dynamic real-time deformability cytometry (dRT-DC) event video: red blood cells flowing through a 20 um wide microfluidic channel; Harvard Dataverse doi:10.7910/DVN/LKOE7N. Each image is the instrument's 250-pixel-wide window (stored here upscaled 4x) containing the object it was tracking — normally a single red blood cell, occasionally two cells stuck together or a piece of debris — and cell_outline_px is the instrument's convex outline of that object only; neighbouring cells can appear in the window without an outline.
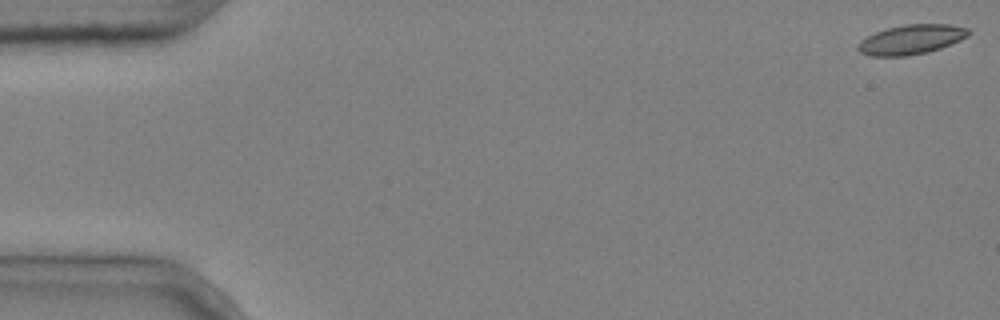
{"species": "common noctule bat (a hibernating species)", "species_latin": "Nyctalus noctula", "temperature_condition": "cold", "stored_images_in_passage": 7, "camera_frame_rate_fps": 3000, "um_per_image_px": 0.085, "animal": {"sex": "male", "body_mass_g": 20.4}, "frame": {"image": 1, "passage_image": 1, "time_ms": 0.0, "image_size_px": [1000, 320], "cell_outline_px": [[972, 32], [968, 36], [960, 40], [940, 48], [928, 52], [904, 56], [872, 56], [860, 52], [856, 48], [856, 44], [860, 40], [876, 32], [888, 28], [904, 24], [948, 24], [968, 28]], "centroid_in_image_um": [77.45, 3.35], "position_along_channel_um": 7.6, "area_um2": 19.07}}
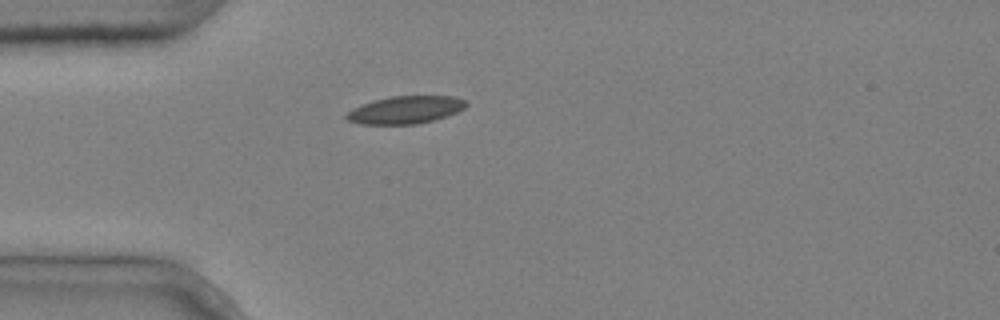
{"frame": {"image": 2, "passage_image": 5, "time_ms": 1.333, "image_size_px": [1000, 320], "cell_outline_px": [[468, 104], [464, 108], [448, 116], [416, 124], [360, 124], [348, 120], [344, 116], [352, 108], [360, 104], [392, 96], [452, 96], [464, 100]], "centroid_in_image_um": [34.44, 9.34], "position_along_channel_um": 50.6, "area_um2": 19.13}}